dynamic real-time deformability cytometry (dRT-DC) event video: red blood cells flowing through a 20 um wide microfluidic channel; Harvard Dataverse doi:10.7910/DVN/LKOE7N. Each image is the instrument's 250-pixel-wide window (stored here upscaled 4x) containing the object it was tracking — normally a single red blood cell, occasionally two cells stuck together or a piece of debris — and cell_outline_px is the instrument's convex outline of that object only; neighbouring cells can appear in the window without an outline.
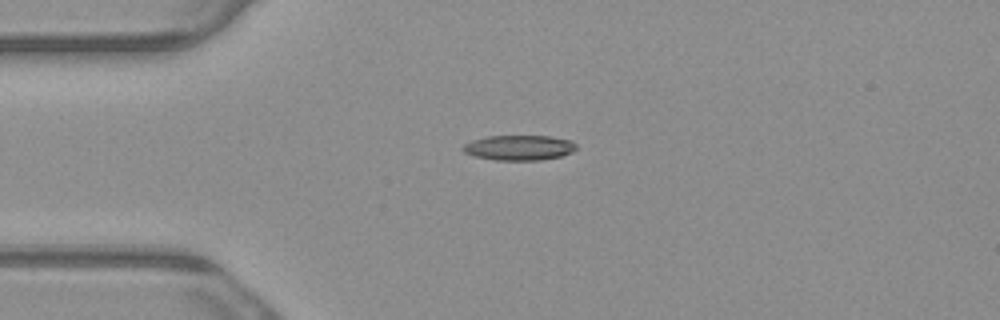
{"species": "common noctule bat (a hibernating species)", "species_latin": "Nyctalus noctula", "temperature_condition": "warm", "stored_images_in_passage": 4, "camera_frame_rate_fps": 3000, "um_per_image_px": 0.085, "animal": {"sex": "male", "body_mass_g": 23.1, "forearm_length_mm": 52.7}, "frame": {"image": 1, "passage_image": 3, "time_ms": 0.667, "image_size_px": [1000, 320], "cell_outline_px": [[576, 148], [572, 152], [560, 156], [540, 160], [496, 160], [472, 156], [464, 152], [460, 148], [464, 144], [472, 140], [488, 136], [548, 136], [572, 140], [576, 144]], "centroid_in_image_um": [44.09, 12.55], "position_along_channel_um": 40.9, "area_um2": 16.65}}